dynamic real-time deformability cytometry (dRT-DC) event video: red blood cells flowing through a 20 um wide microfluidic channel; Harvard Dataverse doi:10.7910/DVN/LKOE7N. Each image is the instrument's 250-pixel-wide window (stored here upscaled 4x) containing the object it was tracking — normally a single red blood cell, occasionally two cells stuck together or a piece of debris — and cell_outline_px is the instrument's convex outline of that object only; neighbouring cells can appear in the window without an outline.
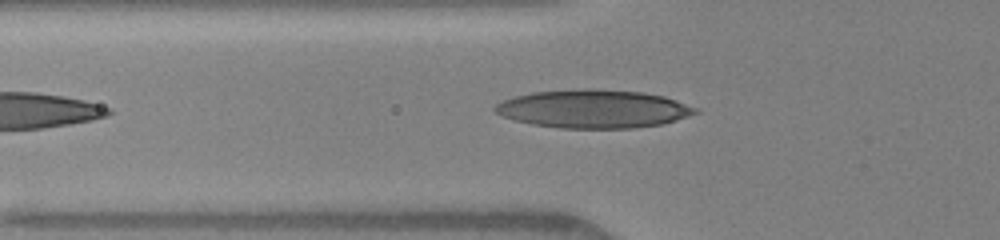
{"species": "human", "species_latin": "Homo sapiens", "temperature_condition": "warm", "stored_images_in_passage": 8, "camera_frame_rate_fps": 3000, "um_per_image_px": 0.085, "donor": {"sex": "female"}, "frame": {"image": 1, "passage_image": 5, "time_ms": 1.333, "image_size_px": [1000, 240], "cell_outline_px": [[700, 112], [664, 124], [636, 128], [560, 128], [532, 124], [516, 120], [504, 116], [496, 112], [492, 108], [496, 104], [504, 100], [516, 96], [532, 92], [584, 88], [592, 88], [640, 92], [664, 96], [700, 108]], "centroid_in_image_um": [50.49, 9.25], "position_along_channel_um": 75.3, "area_um2": 44.8}}
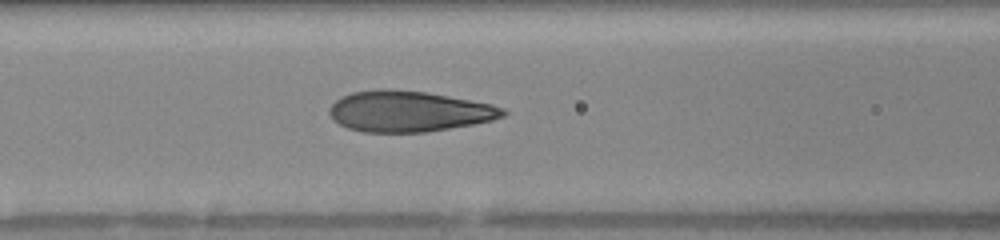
{"frame": {"image": 2, "passage_image": 8, "time_ms": 2.667, "image_size_px": [1000, 240], "cell_outline_px": [[508, 112], [504, 116], [492, 120], [472, 124], [428, 132], [364, 132], [348, 128], [332, 120], [328, 112], [328, 108], [336, 100], [352, 92], [424, 92], [492, 104], [504, 108]], "centroid_in_image_um": [34.77, 9.51], "position_along_channel_um": 131.8, "area_um2": 40.11}}